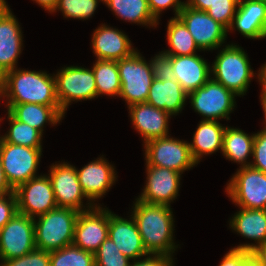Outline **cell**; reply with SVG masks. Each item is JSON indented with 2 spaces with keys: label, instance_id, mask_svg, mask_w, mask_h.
<instances>
[{
  "label": "cell",
  "instance_id": "4dcf8cb0",
  "mask_svg": "<svg viewBox=\"0 0 266 266\" xmlns=\"http://www.w3.org/2000/svg\"><path fill=\"white\" fill-rule=\"evenodd\" d=\"M92 70L97 88V98L100 95L119 97L121 82L117 61L97 59Z\"/></svg>",
  "mask_w": 266,
  "mask_h": 266
},
{
  "label": "cell",
  "instance_id": "60d3db41",
  "mask_svg": "<svg viewBox=\"0 0 266 266\" xmlns=\"http://www.w3.org/2000/svg\"><path fill=\"white\" fill-rule=\"evenodd\" d=\"M149 9L152 15L159 21L160 14L163 10L173 7L174 17H178L179 12L185 5L181 0H148Z\"/></svg>",
  "mask_w": 266,
  "mask_h": 266
},
{
  "label": "cell",
  "instance_id": "4fadbf2b",
  "mask_svg": "<svg viewBox=\"0 0 266 266\" xmlns=\"http://www.w3.org/2000/svg\"><path fill=\"white\" fill-rule=\"evenodd\" d=\"M178 18L185 24L201 51L217 50L224 46L228 29L205 11L188 7L185 4Z\"/></svg>",
  "mask_w": 266,
  "mask_h": 266
},
{
  "label": "cell",
  "instance_id": "52a82bcc",
  "mask_svg": "<svg viewBox=\"0 0 266 266\" xmlns=\"http://www.w3.org/2000/svg\"><path fill=\"white\" fill-rule=\"evenodd\" d=\"M226 184V194L243 209H266V174L251 166L239 167Z\"/></svg>",
  "mask_w": 266,
  "mask_h": 266
},
{
  "label": "cell",
  "instance_id": "8d00e7d4",
  "mask_svg": "<svg viewBox=\"0 0 266 266\" xmlns=\"http://www.w3.org/2000/svg\"><path fill=\"white\" fill-rule=\"evenodd\" d=\"M0 266H50V252L35 248L26 255L0 262Z\"/></svg>",
  "mask_w": 266,
  "mask_h": 266
},
{
  "label": "cell",
  "instance_id": "f1b7e54d",
  "mask_svg": "<svg viewBox=\"0 0 266 266\" xmlns=\"http://www.w3.org/2000/svg\"><path fill=\"white\" fill-rule=\"evenodd\" d=\"M104 3L124 21L149 27L159 25L149 9L148 0H104Z\"/></svg>",
  "mask_w": 266,
  "mask_h": 266
},
{
  "label": "cell",
  "instance_id": "ffe728a7",
  "mask_svg": "<svg viewBox=\"0 0 266 266\" xmlns=\"http://www.w3.org/2000/svg\"><path fill=\"white\" fill-rule=\"evenodd\" d=\"M125 219L109 210L108 237L116 244L122 254L135 261L148 253L145 250L141 235L132 217Z\"/></svg>",
  "mask_w": 266,
  "mask_h": 266
},
{
  "label": "cell",
  "instance_id": "7dc6e473",
  "mask_svg": "<svg viewBox=\"0 0 266 266\" xmlns=\"http://www.w3.org/2000/svg\"><path fill=\"white\" fill-rule=\"evenodd\" d=\"M35 1L38 5L44 8L46 11L52 13L56 8L59 0H32Z\"/></svg>",
  "mask_w": 266,
  "mask_h": 266
},
{
  "label": "cell",
  "instance_id": "8fae6325",
  "mask_svg": "<svg viewBox=\"0 0 266 266\" xmlns=\"http://www.w3.org/2000/svg\"><path fill=\"white\" fill-rule=\"evenodd\" d=\"M14 194L17 199V211L35 219L58 207L48 175L33 177L19 185Z\"/></svg>",
  "mask_w": 266,
  "mask_h": 266
},
{
  "label": "cell",
  "instance_id": "f907efd6",
  "mask_svg": "<svg viewBox=\"0 0 266 266\" xmlns=\"http://www.w3.org/2000/svg\"><path fill=\"white\" fill-rule=\"evenodd\" d=\"M261 81L266 85V63L261 66Z\"/></svg>",
  "mask_w": 266,
  "mask_h": 266
},
{
  "label": "cell",
  "instance_id": "b9f144b4",
  "mask_svg": "<svg viewBox=\"0 0 266 266\" xmlns=\"http://www.w3.org/2000/svg\"><path fill=\"white\" fill-rule=\"evenodd\" d=\"M172 257L158 254H148L144 259L131 262L130 266H174Z\"/></svg>",
  "mask_w": 266,
  "mask_h": 266
},
{
  "label": "cell",
  "instance_id": "3957f363",
  "mask_svg": "<svg viewBox=\"0 0 266 266\" xmlns=\"http://www.w3.org/2000/svg\"><path fill=\"white\" fill-rule=\"evenodd\" d=\"M79 212L71 208L56 207L34 219L35 246L52 252L73 244Z\"/></svg>",
  "mask_w": 266,
  "mask_h": 266
},
{
  "label": "cell",
  "instance_id": "d6a6232c",
  "mask_svg": "<svg viewBox=\"0 0 266 266\" xmlns=\"http://www.w3.org/2000/svg\"><path fill=\"white\" fill-rule=\"evenodd\" d=\"M50 266H95V258L72 244L50 252Z\"/></svg>",
  "mask_w": 266,
  "mask_h": 266
},
{
  "label": "cell",
  "instance_id": "9a60e30c",
  "mask_svg": "<svg viewBox=\"0 0 266 266\" xmlns=\"http://www.w3.org/2000/svg\"><path fill=\"white\" fill-rule=\"evenodd\" d=\"M109 209L101 206L81 211L75 225L73 245L95 253L108 238Z\"/></svg>",
  "mask_w": 266,
  "mask_h": 266
},
{
  "label": "cell",
  "instance_id": "6da1fadb",
  "mask_svg": "<svg viewBox=\"0 0 266 266\" xmlns=\"http://www.w3.org/2000/svg\"><path fill=\"white\" fill-rule=\"evenodd\" d=\"M131 212L148 254L172 257L178 245L173 238L174 215L171 206L148 204L135 199Z\"/></svg>",
  "mask_w": 266,
  "mask_h": 266
},
{
  "label": "cell",
  "instance_id": "4316f807",
  "mask_svg": "<svg viewBox=\"0 0 266 266\" xmlns=\"http://www.w3.org/2000/svg\"><path fill=\"white\" fill-rule=\"evenodd\" d=\"M225 128L219 121H200L193 134L192 142L189 143L192 156L197 165L204 155L208 156L218 150L222 151Z\"/></svg>",
  "mask_w": 266,
  "mask_h": 266
},
{
  "label": "cell",
  "instance_id": "ee69618b",
  "mask_svg": "<svg viewBox=\"0 0 266 266\" xmlns=\"http://www.w3.org/2000/svg\"><path fill=\"white\" fill-rule=\"evenodd\" d=\"M213 2L214 0H187L185 1V4L194 9L206 11Z\"/></svg>",
  "mask_w": 266,
  "mask_h": 266
},
{
  "label": "cell",
  "instance_id": "7c38bea8",
  "mask_svg": "<svg viewBox=\"0 0 266 266\" xmlns=\"http://www.w3.org/2000/svg\"><path fill=\"white\" fill-rule=\"evenodd\" d=\"M51 180L55 200L58 207L71 208L78 212L93 208V205L83 193L76 171V167L67 162L53 163L48 171ZM83 199L88 203L84 206ZM89 204V205H88Z\"/></svg>",
  "mask_w": 266,
  "mask_h": 266
},
{
  "label": "cell",
  "instance_id": "30bf717a",
  "mask_svg": "<svg viewBox=\"0 0 266 266\" xmlns=\"http://www.w3.org/2000/svg\"><path fill=\"white\" fill-rule=\"evenodd\" d=\"M56 94L60 108L66 113L72 102L97 98V88L92 69L67 66L54 74Z\"/></svg>",
  "mask_w": 266,
  "mask_h": 266
},
{
  "label": "cell",
  "instance_id": "f6af8a7d",
  "mask_svg": "<svg viewBox=\"0 0 266 266\" xmlns=\"http://www.w3.org/2000/svg\"><path fill=\"white\" fill-rule=\"evenodd\" d=\"M257 74V78L259 80V82L262 84V89H261V95L259 96L261 99V105H262V108H263V113H264V117H265V121H264V128L266 130V85L261 81V69L259 68V71L258 73H255Z\"/></svg>",
  "mask_w": 266,
  "mask_h": 266
},
{
  "label": "cell",
  "instance_id": "74e56055",
  "mask_svg": "<svg viewBox=\"0 0 266 266\" xmlns=\"http://www.w3.org/2000/svg\"><path fill=\"white\" fill-rule=\"evenodd\" d=\"M253 160L250 166L266 174V130L255 133L252 151Z\"/></svg>",
  "mask_w": 266,
  "mask_h": 266
},
{
  "label": "cell",
  "instance_id": "1f68e13d",
  "mask_svg": "<svg viewBox=\"0 0 266 266\" xmlns=\"http://www.w3.org/2000/svg\"><path fill=\"white\" fill-rule=\"evenodd\" d=\"M10 129L0 136L5 142L31 148H42L43 134L30 125L15 119L8 111L6 113Z\"/></svg>",
  "mask_w": 266,
  "mask_h": 266
},
{
  "label": "cell",
  "instance_id": "603a6c76",
  "mask_svg": "<svg viewBox=\"0 0 266 266\" xmlns=\"http://www.w3.org/2000/svg\"><path fill=\"white\" fill-rule=\"evenodd\" d=\"M235 29L248 39H264L266 37V2L239 0L228 32Z\"/></svg>",
  "mask_w": 266,
  "mask_h": 266
},
{
  "label": "cell",
  "instance_id": "5b68a950",
  "mask_svg": "<svg viewBox=\"0 0 266 266\" xmlns=\"http://www.w3.org/2000/svg\"><path fill=\"white\" fill-rule=\"evenodd\" d=\"M121 91L119 97L127 106L145 103L154 80L152 65L136 50L132 55L117 61Z\"/></svg>",
  "mask_w": 266,
  "mask_h": 266
},
{
  "label": "cell",
  "instance_id": "d4e9b609",
  "mask_svg": "<svg viewBox=\"0 0 266 266\" xmlns=\"http://www.w3.org/2000/svg\"><path fill=\"white\" fill-rule=\"evenodd\" d=\"M188 94L177 80H159L154 78L149 89L146 103L168 112L171 116L181 113Z\"/></svg>",
  "mask_w": 266,
  "mask_h": 266
},
{
  "label": "cell",
  "instance_id": "d590c367",
  "mask_svg": "<svg viewBox=\"0 0 266 266\" xmlns=\"http://www.w3.org/2000/svg\"><path fill=\"white\" fill-rule=\"evenodd\" d=\"M238 3L239 0H214L205 12L228 29L236 14Z\"/></svg>",
  "mask_w": 266,
  "mask_h": 266
},
{
  "label": "cell",
  "instance_id": "2e32d148",
  "mask_svg": "<svg viewBox=\"0 0 266 266\" xmlns=\"http://www.w3.org/2000/svg\"><path fill=\"white\" fill-rule=\"evenodd\" d=\"M146 185L138 200L148 204L171 206L178 196L182 173L167 169L146 165Z\"/></svg>",
  "mask_w": 266,
  "mask_h": 266
},
{
  "label": "cell",
  "instance_id": "484cf974",
  "mask_svg": "<svg viewBox=\"0 0 266 266\" xmlns=\"http://www.w3.org/2000/svg\"><path fill=\"white\" fill-rule=\"evenodd\" d=\"M6 109L15 119L39 130L42 134L45 124L49 123L55 126L65 115L60 106L33 103L7 104Z\"/></svg>",
  "mask_w": 266,
  "mask_h": 266
},
{
  "label": "cell",
  "instance_id": "5bb4252c",
  "mask_svg": "<svg viewBox=\"0 0 266 266\" xmlns=\"http://www.w3.org/2000/svg\"><path fill=\"white\" fill-rule=\"evenodd\" d=\"M35 248L34 219L17 212L0 229V262L21 257Z\"/></svg>",
  "mask_w": 266,
  "mask_h": 266
},
{
  "label": "cell",
  "instance_id": "8992f818",
  "mask_svg": "<svg viewBox=\"0 0 266 266\" xmlns=\"http://www.w3.org/2000/svg\"><path fill=\"white\" fill-rule=\"evenodd\" d=\"M42 148H31L5 142L0 137V165L10 187L19 185L37 175Z\"/></svg>",
  "mask_w": 266,
  "mask_h": 266
},
{
  "label": "cell",
  "instance_id": "681fc988",
  "mask_svg": "<svg viewBox=\"0 0 266 266\" xmlns=\"http://www.w3.org/2000/svg\"><path fill=\"white\" fill-rule=\"evenodd\" d=\"M243 266H263V265L252 252L245 250V262Z\"/></svg>",
  "mask_w": 266,
  "mask_h": 266
},
{
  "label": "cell",
  "instance_id": "7bdbcfd3",
  "mask_svg": "<svg viewBox=\"0 0 266 266\" xmlns=\"http://www.w3.org/2000/svg\"><path fill=\"white\" fill-rule=\"evenodd\" d=\"M244 262L245 250L231 248L218 266H243Z\"/></svg>",
  "mask_w": 266,
  "mask_h": 266
},
{
  "label": "cell",
  "instance_id": "ba28073f",
  "mask_svg": "<svg viewBox=\"0 0 266 266\" xmlns=\"http://www.w3.org/2000/svg\"><path fill=\"white\" fill-rule=\"evenodd\" d=\"M235 95L221 83L210 78L202 87L188 94L191 106L203 119L218 121L230 120V113L235 108Z\"/></svg>",
  "mask_w": 266,
  "mask_h": 266
},
{
  "label": "cell",
  "instance_id": "ac0fdd59",
  "mask_svg": "<svg viewBox=\"0 0 266 266\" xmlns=\"http://www.w3.org/2000/svg\"><path fill=\"white\" fill-rule=\"evenodd\" d=\"M107 161L102 155L82 169H76L83 193L95 206L98 204L94 202L106 195L117 179L115 167Z\"/></svg>",
  "mask_w": 266,
  "mask_h": 266
},
{
  "label": "cell",
  "instance_id": "f35d334b",
  "mask_svg": "<svg viewBox=\"0 0 266 266\" xmlns=\"http://www.w3.org/2000/svg\"><path fill=\"white\" fill-rule=\"evenodd\" d=\"M152 71L154 78L159 80H176L173 73V68L171 65V60L167 55H164L162 52L156 54L151 60Z\"/></svg>",
  "mask_w": 266,
  "mask_h": 266
},
{
  "label": "cell",
  "instance_id": "ab89813d",
  "mask_svg": "<svg viewBox=\"0 0 266 266\" xmlns=\"http://www.w3.org/2000/svg\"><path fill=\"white\" fill-rule=\"evenodd\" d=\"M17 199L14 193L0 196V229L17 213Z\"/></svg>",
  "mask_w": 266,
  "mask_h": 266
},
{
  "label": "cell",
  "instance_id": "7402d4cb",
  "mask_svg": "<svg viewBox=\"0 0 266 266\" xmlns=\"http://www.w3.org/2000/svg\"><path fill=\"white\" fill-rule=\"evenodd\" d=\"M167 56L171 60L176 80L187 94L202 87L212 76L211 66L199 54Z\"/></svg>",
  "mask_w": 266,
  "mask_h": 266
},
{
  "label": "cell",
  "instance_id": "e575fe53",
  "mask_svg": "<svg viewBox=\"0 0 266 266\" xmlns=\"http://www.w3.org/2000/svg\"><path fill=\"white\" fill-rule=\"evenodd\" d=\"M95 266H130L129 258L124 256L116 244L108 237L94 253Z\"/></svg>",
  "mask_w": 266,
  "mask_h": 266
},
{
  "label": "cell",
  "instance_id": "277c9868",
  "mask_svg": "<svg viewBox=\"0 0 266 266\" xmlns=\"http://www.w3.org/2000/svg\"><path fill=\"white\" fill-rule=\"evenodd\" d=\"M211 77L237 96L248 91L249 84L255 76L249 63L247 53L237 44H226L211 64Z\"/></svg>",
  "mask_w": 266,
  "mask_h": 266
},
{
  "label": "cell",
  "instance_id": "bcb514c9",
  "mask_svg": "<svg viewBox=\"0 0 266 266\" xmlns=\"http://www.w3.org/2000/svg\"><path fill=\"white\" fill-rule=\"evenodd\" d=\"M11 193H14V190L8 184V182L5 178V175H4V171L0 165V196L11 194Z\"/></svg>",
  "mask_w": 266,
  "mask_h": 266
},
{
  "label": "cell",
  "instance_id": "cb8c5ba5",
  "mask_svg": "<svg viewBox=\"0 0 266 266\" xmlns=\"http://www.w3.org/2000/svg\"><path fill=\"white\" fill-rule=\"evenodd\" d=\"M229 227L237 234L256 243L240 244L235 249L252 252L255 248L266 243V209L240 208L230 219Z\"/></svg>",
  "mask_w": 266,
  "mask_h": 266
},
{
  "label": "cell",
  "instance_id": "c3c4849f",
  "mask_svg": "<svg viewBox=\"0 0 266 266\" xmlns=\"http://www.w3.org/2000/svg\"><path fill=\"white\" fill-rule=\"evenodd\" d=\"M252 253L258 258L263 266H266V243L255 248Z\"/></svg>",
  "mask_w": 266,
  "mask_h": 266
},
{
  "label": "cell",
  "instance_id": "d6986e66",
  "mask_svg": "<svg viewBox=\"0 0 266 266\" xmlns=\"http://www.w3.org/2000/svg\"><path fill=\"white\" fill-rule=\"evenodd\" d=\"M134 129L143 138V143L166 137L169 134V118L172 116L148 103H137L128 107Z\"/></svg>",
  "mask_w": 266,
  "mask_h": 266
},
{
  "label": "cell",
  "instance_id": "44dd1931",
  "mask_svg": "<svg viewBox=\"0 0 266 266\" xmlns=\"http://www.w3.org/2000/svg\"><path fill=\"white\" fill-rule=\"evenodd\" d=\"M91 42L93 53L100 60L118 61L136 51L124 32L105 23L94 30Z\"/></svg>",
  "mask_w": 266,
  "mask_h": 266
},
{
  "label": "cell",
  "instance_id": "83f0119b",
  "mask_svg": "<svg viewBox=\"0 0 266 266\" xmlns=\"http://www.w3.org/2000/svg\"><path fill=\"white\" fill-rule=\"evenodd\" d=\"M255 134L249 135L243 130L234 127L226 126L222 155L233 162L240 164L239 167L250 166L251 162H248L249 156H252L253 142Z\"/></svg>",
  "mask_w": 266,
  "mask_h": 266
},
{
  "label": "cell",
  "instance_id": "f5cc1de1",
  "mask_svg": "<svg viewBox=\"0 0 266 266\" xmlns=\"http://www.w3.org/2000/svg\"><path fill=\"white\" fill-rule=\"evenodd\" d=\"M252 1H263V2H266V0H252Z\"/></svg>",
  "mask_w": 266,
  "mask_h": 266
},
{
  "label": "cell",
  "instance_id": "7a4b0ae2",
  "mask_svg": "<svg viewBox=\"0 0 266 266\" xmlns=\"http://www.w3.org/2000/svg\"><path fill=\"white\" fill-rule=\"evenodd\" d=\"M6 104L33 103L46 106H60L56 94L54 74L46 71H31L15 68L6 72L0 98Z\"/></svg>",
  "mask_w": 266,
  "mask_h": 266
},
{
  "label": "cell",
  "instance_id": "e0dca14e",
  "mask_svg": "<svg viewBox=\"0 0 266 266\" xmlns=\"http://www.w3.org/2000/svg\"><path fill=\"white\" fill-rule=\"evenodd\" d=\"M23 34L8 3L0 5V67L6 73L17 68L22 53Z\"/></svg>",
  "mask_w": 266,
  "mask_h": 266
},
{
  "label": "cell",
  "instance_id": "9c48e42d",
  "mask_svg": "<svg viewBox=\"0 0 266 266\" xmlns=\"http://www.w3.org/2000/svg\"><path fill=\"white\" fill-rule=\"evenodd\" d=\"M143 145L146 165L165 167L183 174L197 164L187 141L168 135Z\"/></svg>",
  "mask_w": 266,
  "mask_h": 266
},
{
  "label": "cell",
  "instance_id": "836d02e7",
  "mask_svg": "<svg viewBox=\"0 0 266 266\" xmlns=\"http://www.w3.org/2000/svg\"><path fill=\"white\" fill-rule=\"evenodd\" d=\"M99 1L104 0H59L54 12L61 11L65 18L87 20L95 12Z\"/></svg>",
  "mask_w": 266,
  "mask_h": 266
},
{
  "label": "cell",
  "instance_id": "816d5d0a",
  "mask_svg": "<svg viewBox=\"0 0 266 266\" xmlns=\"http://www.w3.org/2000/svg\"><path fill=\"white\" fill-rule=\"evenodd\" d=\"M5 75H6V73L0 67V92H1L3 85H4Z\"/></svg>",
  "mask_w": 266,
  "mask_h": 266
},
{
  "label": "cell",
  "instance_id": "f546056e",
  "mask_svg": "<svg viewBox=\"0 0 266 266\" xmlns=\"http://www.w3.org/2000/svg\"><path fill=\"white\" fill-rule=\"evenodd\" d=\"M166 35L170 49L161 51L164 55H194L197 54V50L201 51L185 24L178 17H173L168 21Z\"/></svg>",
  "mask_w": 266,
  "mask_h": 266
}]
</instances>
